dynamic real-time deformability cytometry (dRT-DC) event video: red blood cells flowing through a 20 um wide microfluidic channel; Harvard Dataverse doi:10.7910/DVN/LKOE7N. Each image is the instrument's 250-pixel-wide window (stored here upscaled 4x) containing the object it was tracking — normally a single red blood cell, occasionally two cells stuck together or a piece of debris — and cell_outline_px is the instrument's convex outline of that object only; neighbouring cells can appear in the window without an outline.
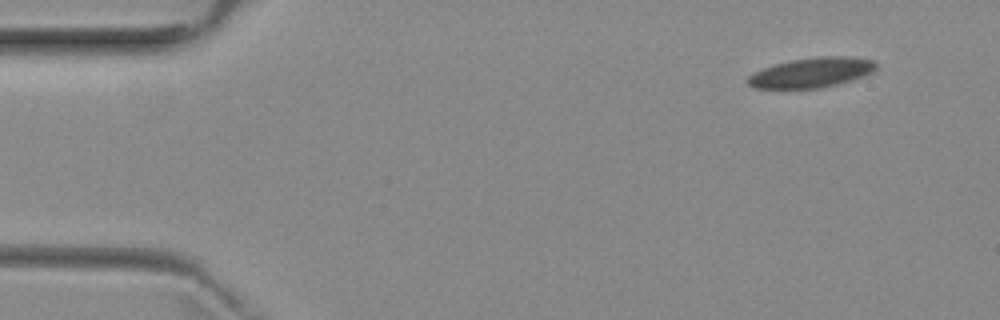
{"species": "common noctule bat (a hibernating species)", "species_latin": "Nyctalus noctula", "temperature_condition": "room temperature", "stored_images_in_passage": 6, "camera_frame_rate_fps": 3000, "um_per_image_px": 0.085, "animal": {"sex": "female", "body_mass_g": 29.2, "forearm_length_mm": 56.3}, "frame": {"image": 1, "passage_image": 1, "time_ms": 0.0, "image_size_px": [1000, 320], "cell_outline_px": [[876, 68], [872, 72], [864, 76], [836, 84], [820, 88], [752, 88], [748, 84], [748, 76], [772, 64], [792, 60], [816, 56], [848, 56], [876, 60]], "centroid_in_image_um": [69.0, 6.15], "position_along_channel_um": 16.0, "area_um2": 22.31}}
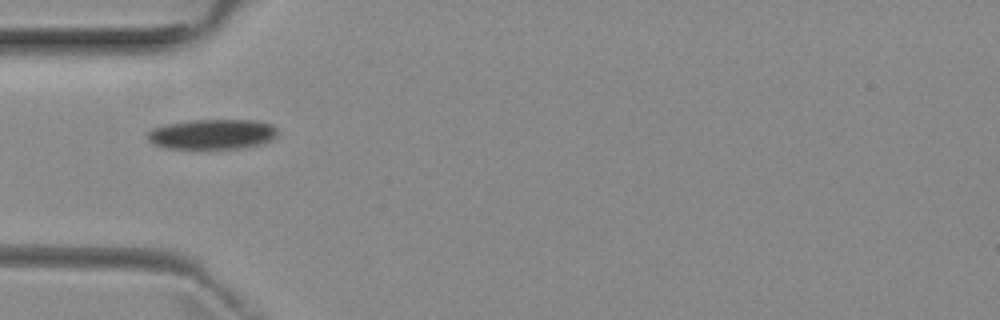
{"frame": {"image": 2, "passage_image": 5, "time_ms": 4.667, "image_size_px": [1000, 320], "cell_outline_px": [[276, 136], [272, 140], [260, 144], [240, 148], [164, 148], [152, 144], [148, 140], [148, 132], [152, 128], [164, 124], [192, 120], [256, 120], [272, 124], [276, 128]], "centroid_in_image_um": [18.02, 11.4], "position_along_channel_um": 67.0, "area_um2": 22.83}}
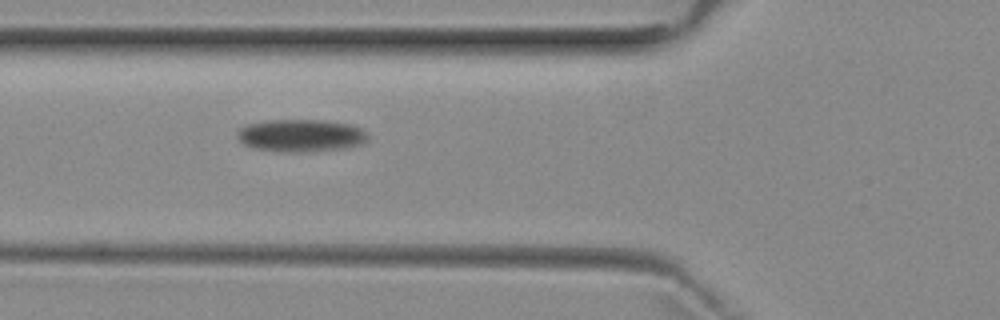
{"frame": {"image": 3, "passage_image": 6, "time_ms": 5.667, "image_size_px": [1000, 320], "cell_outline_px": [[368, 140], [360, 144], [348, 148], [300, 152], [280, 152], [252, 148], [244, 144], [236, 136], [236, 132], [240, 128], [248, 124], [268, 120], [324, 120], [352, 124], [368, 132]], "centroid_in_image_um": [25.59, 11.52], "position_along_channel_um": 100.2, "area_um2": 25.03}}